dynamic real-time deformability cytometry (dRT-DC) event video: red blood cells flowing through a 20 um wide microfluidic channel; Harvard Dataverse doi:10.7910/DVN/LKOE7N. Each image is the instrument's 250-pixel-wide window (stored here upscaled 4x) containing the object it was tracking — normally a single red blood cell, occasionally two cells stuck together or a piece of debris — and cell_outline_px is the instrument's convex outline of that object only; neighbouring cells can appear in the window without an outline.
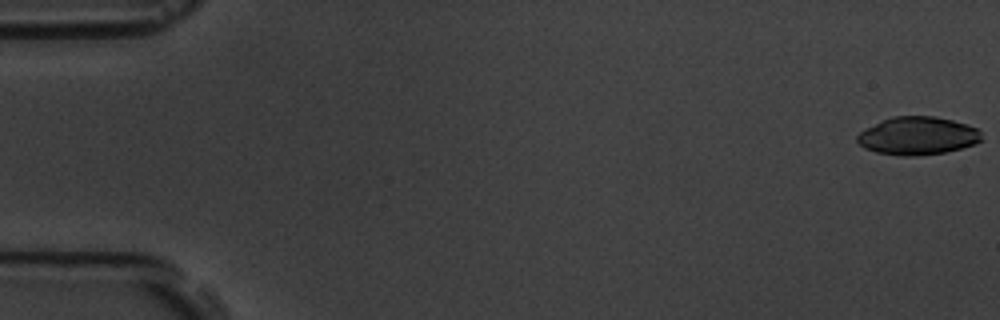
{"species": "common noctule bat (a hibernating species)", "species_latin": "Nyctalus noctula", "temperature_condition": "room temperature", "stored_images_in_passage": 5, "camera_frame_rate_fps": 3000, "um_per_image_px": 0.085, "animal": {"sex": "male", "body_mass_g": 19.5, "forearm_length_mm": 54.6}, "frame": {"image": 1, "passage_image": 1, "time_ms": 0.0, "image_size_px": [1000, 320], "cell_outline_px": [[984, 140], [976, 144], [944, 152], [916, 156], [900, 156], [876, 152], [864, 148], [856, 140], [856, 136], [860, 132], [892, 116], [936, 116], [968, 124], [976, 128], [980, 132]], "centroid_in_image_um": [78.04, 11.55], "position_along_channel_um": 7.0, "area_um2": 27.51}}
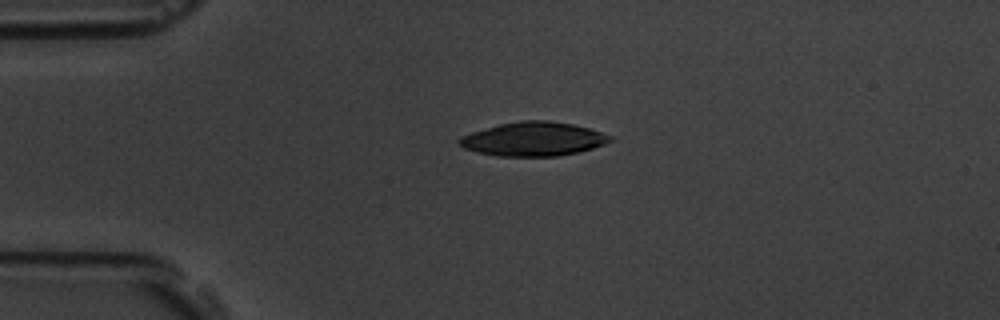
{"frame": {"image": 2, "passage_image": 4, "time_ms": 4.333, "image_size_px": [1000, 320], "cell_outline_px": [[616, 140], [592, 148], [560, 156], [496, 156], [476, 152], [464, 148], [456, 140], [460, 136], [472, 132], [500, 124], [524, 120], [548, 120], [572, 124], [588, 128], [612, 136]], "centroid_in_image_um": [45.33, 11.82], "position_along_channel_um": 39.7, "area_um2": 29.77}}